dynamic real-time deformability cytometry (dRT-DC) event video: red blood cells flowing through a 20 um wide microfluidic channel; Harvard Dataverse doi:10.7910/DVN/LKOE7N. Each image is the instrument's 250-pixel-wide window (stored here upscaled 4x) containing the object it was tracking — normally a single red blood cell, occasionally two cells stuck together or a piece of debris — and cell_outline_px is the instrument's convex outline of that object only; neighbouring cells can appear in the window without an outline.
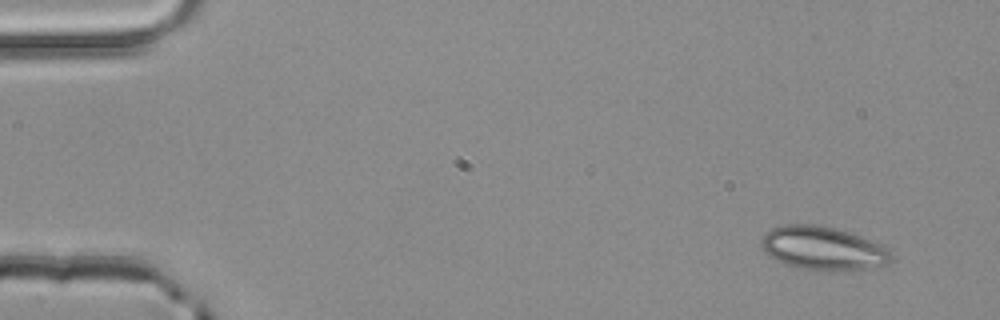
{"species": "common noctule bat (a hibernating species)", "species_latin": "Nyctalus noctula", "temperature_condition": "room temperature", "stored_images_in_passage": 3, "camera_frame_rate_fps": 3000, "um_per_image_px": 0.085, "animal": {"sex": "male", "body_mass_g": 20.4}, "frame": {"image": 1, "passage_image": 1, "time_ms": 0.0, "image_size_px": [1000, 320], "cell_outline_px": [[892, 256], [888, 264], [868, 268], [832, 272], [828, 272], [800, 268], [776, 260], [764, 252], [760, 244], [764, 232], [772, 228], [784, 224], [812, 224], [836, 228], [860, 236], [880, 244], [888, 248]], "centroid_in_image_um": [69.93, 21.11], "position_along_channel_um": 15.1, "area_um2": 33.12}}